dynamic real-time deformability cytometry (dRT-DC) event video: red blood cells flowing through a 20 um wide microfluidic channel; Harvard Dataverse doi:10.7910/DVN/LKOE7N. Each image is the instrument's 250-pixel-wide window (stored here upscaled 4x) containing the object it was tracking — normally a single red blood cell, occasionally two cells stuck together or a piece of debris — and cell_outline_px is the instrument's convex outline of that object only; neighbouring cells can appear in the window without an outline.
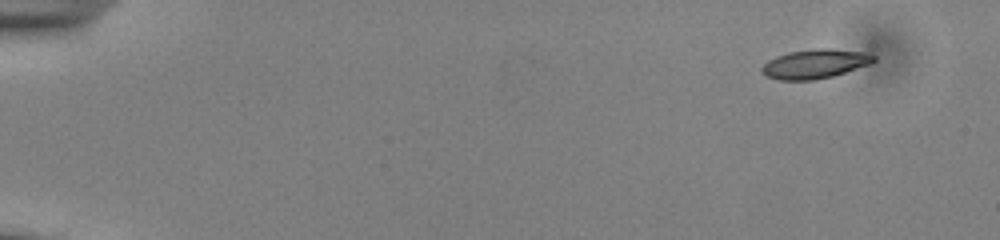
{"species": "common noctule bat (a hibernating species)", "species_latin": "Nyctalus noctula", "temperature_condition": "cold", "stored_images_in_passage": 51, "camera_frame_rate_fps": 3000, "um_per_image_px": 0.085, "animal": {"sex": "male", "body_mass_g": 13.0, "forearm_length_mm": 53.1}, "frame": {"image": 1, "passage_image": 1, "time_ms": 0.0, "image_size_px": [1000, 240], "cell_outline_px": [[876, 60], [868, 64], [832, 76], [816, 80], [780, 80], [768, 76], [760, 72], [760, 68], [768, 60], [776, 56], [788, 52], [820, 48], [828, 48], [872, 52], [876, 56]], "centroid_in_image_um": [69.29, 5.41], "position_along_channel_um": 15.7, "area_um2": 19.13}}
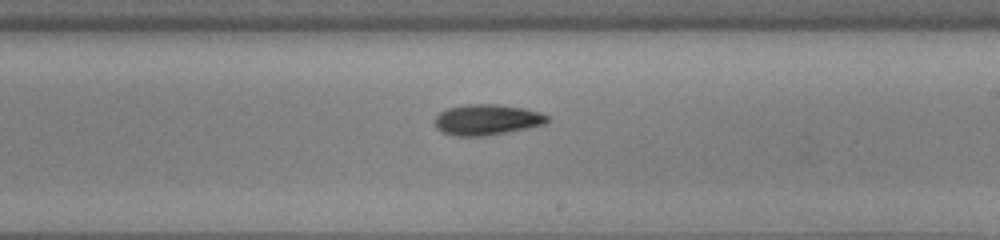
{"frame": {"image": 2, "passage_image": 30, "time_ms": 9.667, "image_size_px": [1000, 240], "cell_outline_px": [[552, 120], [544, 124], [528, 128], [508, 132], [484, 136], [456, 136], [444, 132], [436, 128], [432, 120], [440, 112], [448, 108], [464, 104], [496, 104], [524, 108], [540, 112], [548, 116]], "centroid_in_image_um": [41.39, 10.17], "position_along_channel_um": 247.6, "area_um2": 20.35}}
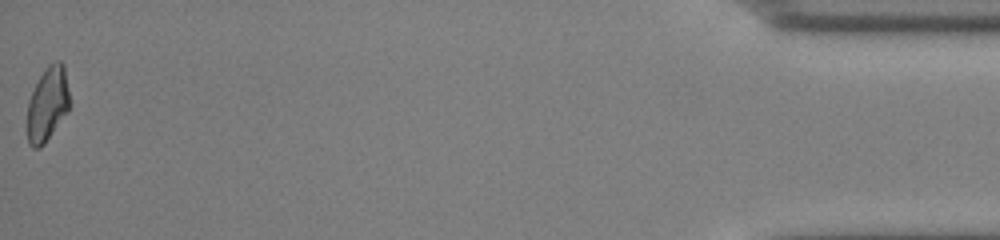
{"frame": {"image": 3, "passage_image": 51, "time_ms": 16.667, "image_size_px": [1000, 240], "cell_outline_px": [[68, 112], [44, 144], [40, 148], [32, 148], [28, 144], [28, 100], [44, 68], [48, 64], [56, 60], [60, 60], [64, 64], [68, 92]], "centroid_in_image_um": [4.04, 8.84], "position_along_channel_um": 431.2, "area_um2": 18.21}, "authors_computed_cell_mechanics": {"area_um2": 19.363, "velocity_mm_per_s": 3.862, "shape_relaxation_time_tau1_ms": 3.2226, "shape_relaxation_time_tau2_ms": null, "deformation_change_tau1": 0.1363, "deformation_change_tau2": null}}